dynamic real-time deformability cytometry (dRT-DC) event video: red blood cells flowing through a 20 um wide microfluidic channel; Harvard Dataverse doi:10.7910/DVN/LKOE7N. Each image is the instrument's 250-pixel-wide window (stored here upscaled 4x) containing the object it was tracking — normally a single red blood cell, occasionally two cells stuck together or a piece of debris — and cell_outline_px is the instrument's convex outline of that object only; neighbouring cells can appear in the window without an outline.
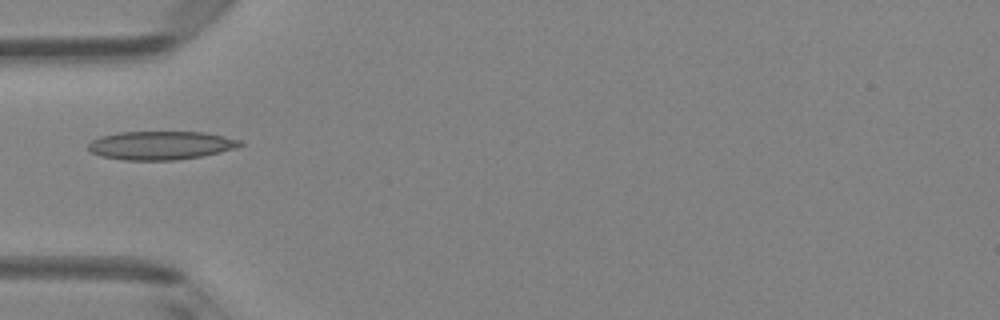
{"species": "Egyptian fruit bat (a non-hibernating species)", "species_latin": "Rousettus aegyptiacus", "temperature_condition": "room temperature", "stored_images_in_passage": 2, "camera_frame_rate_fps": 3000, "um_per_image_px": 0.085, "animal": {"sex": "female"}, "frame": {"image": 1, "passage_image": 1, "time_ms": 0.0, "image_size_px": [1000, 320], "cell_outline_px": [[244, 144], [236, 148], [220, 152], [200, 156], [176, 160], [124, 160], [100, 156], [92, 152], [88, 148], [88, 144], [92, 140], [100, 136], [120, 132], [204, 132], [224, 136], [240, 140]], "centroid_in_image_um": [13.66, 12.35], "position_along_channel_um": 71.3, "area_um2": 25.2}}
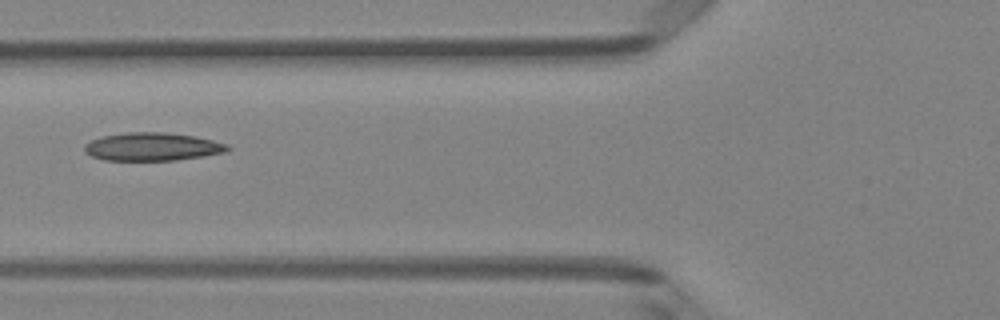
{"frame": {"image": 2, "passage_image": 2, "time_ms": 1.0, "image_size_px": [1000, 320], "cell_outline_px": [[232, 148], [224, 152], [176, 160], [104, 160], [92, 156], [84, 152], [84, 144], [100, 136], [128, 132], [164, 132], [196, 136], [228, 144]], "centroid_in_image_um": [12.92, 12.46], "position_along_channel_um": 112.9, "area_um2": 23.41}}